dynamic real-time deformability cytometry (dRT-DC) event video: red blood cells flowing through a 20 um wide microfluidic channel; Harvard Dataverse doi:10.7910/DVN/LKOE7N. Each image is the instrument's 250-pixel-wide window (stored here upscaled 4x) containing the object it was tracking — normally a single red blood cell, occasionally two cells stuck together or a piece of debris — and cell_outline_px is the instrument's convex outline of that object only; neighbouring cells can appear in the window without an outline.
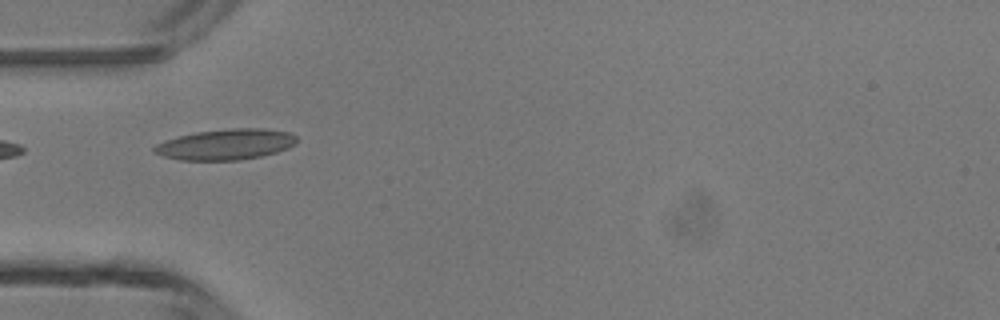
{"species": "common noctule bat (a hibernating species)", "species_latin": "Nyctalus noctula", "temperature_condition": "room temperature", "stored_images_in_passage": 6, "camera_frame_rate_fps": 3000, "um_per_image_px": 0.085, "animal": {"sex": "male", "body_mass_g": 13.3}, "frame": {"image": 1, "passage_image": 6, "time_ms": 5.667, "image_size_px": [1000, 320], "cell_outline_px": [[296, 144], [288, 148], [276, 152], [260, 156], [240, 160], [180, 160], [164, 156], [152, 152], [152, 148], [156, 144], [164, 140], [196, 132], [232, 128], [264, 128], [288, 132], [296, 136]], "centroid_in_image_um": [19.18, 12.27], "position_along_channel_um": 65.8, "area_um2": 25.49}}